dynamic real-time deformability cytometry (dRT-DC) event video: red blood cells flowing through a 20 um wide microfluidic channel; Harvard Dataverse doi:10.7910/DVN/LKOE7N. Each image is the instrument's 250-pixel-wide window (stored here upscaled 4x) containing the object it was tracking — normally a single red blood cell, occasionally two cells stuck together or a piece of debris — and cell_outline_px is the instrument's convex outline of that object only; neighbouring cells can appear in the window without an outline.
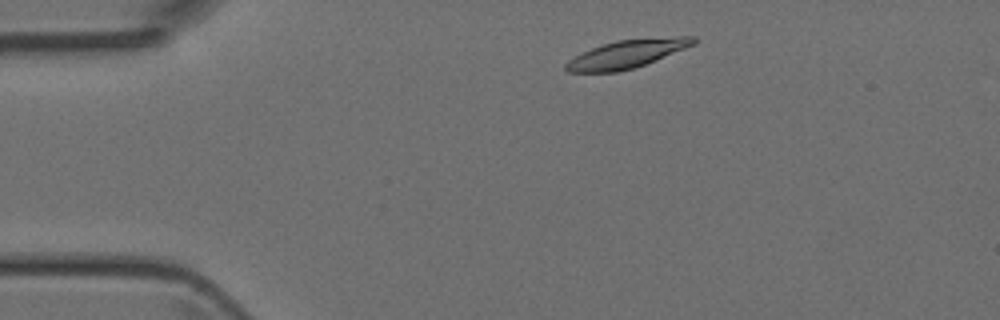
{"species": "Egyptian fruit bat (a non-hibernating species)", "species_latin": "Rousettus aegyptiacus", "temperature_condition": "room temperature", "stored_images_in_passage": 39, "camera_frame_rate_fps": 3000, "um_per_image_px": 0.085, "animal": {"sex": "female"}, "frame": {"image": 1, "passage_image": 1, "time_ms": 0.0, "image_size_px": [1000, 320], "cell_outline_px": [[700, 40], [696, 44], [644, 64], [632, 68], [616, 72], [568, 72], [564, 68], [564, 64], [568, 60], [592, 48], [616, 40], [676, 36], [696, 36]], "centroid_in_image_um": [53.33, 4.57], "position_along_channel_um": 31.7, "area_um2": 20.75}}
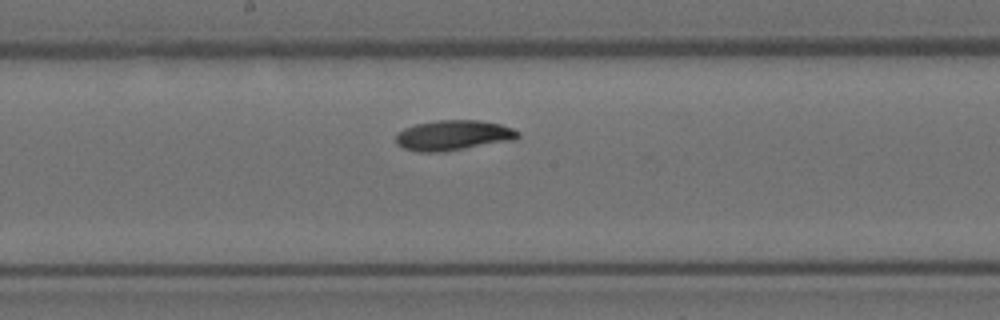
{"frame": {"image": 2, "passage_image": 17, "time_ms": 5.333, "image_size_px": [1000, 320], "cell_outline_px": [[520, 136], [516, 140], [436, 152], [420, 152], [404, 148], [396, 144], [396, 136], [404, 128], [416, 124], [436, 120], [476, 120], [500, 124], [512, 128], [520, 132]], "centroid_in_image_um": [38.55, 11.49], "position_along_channel_um": 209.7, "area_um2": 21.27}}
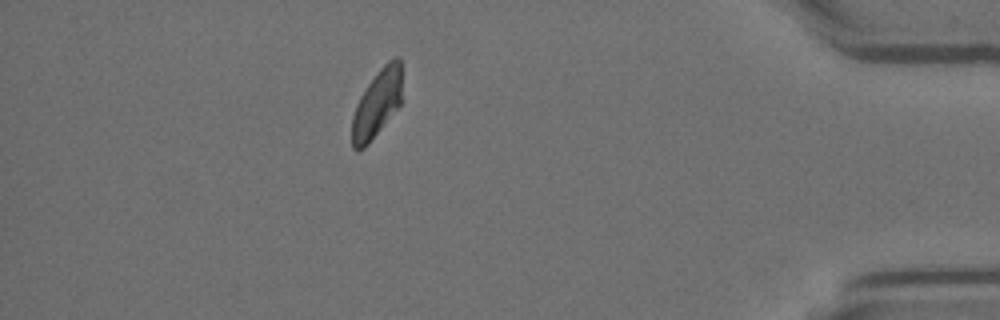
{"frame": {"image": 3, "passage_image": 34, "time_ms": 11.0, "image_size_px": [1000, 320], "cell_outline_px": [[400, 104], [368, 144], [364, 148], [352, 148], [352, 116], [356, 104], [360, 96], [368, 84], [380, 68], [388, 60], [396, 56], [400, 56]], "centroid_in_image_um": [32.02, 8.79], "position_along_channel_um": 403.2, "area_um2": 19.19}}